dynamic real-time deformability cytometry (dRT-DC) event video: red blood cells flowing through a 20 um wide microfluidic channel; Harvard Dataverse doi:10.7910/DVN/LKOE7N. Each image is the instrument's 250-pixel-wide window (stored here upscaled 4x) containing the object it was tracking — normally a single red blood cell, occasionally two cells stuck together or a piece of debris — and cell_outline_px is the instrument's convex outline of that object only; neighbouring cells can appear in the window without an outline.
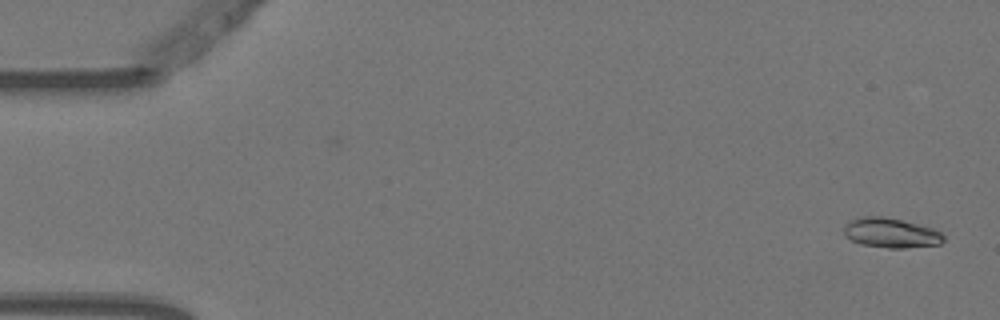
{"species": "Egyptian fruit bat (a non-hibernating species)", "species_latin": "Rousettus aegyptiacus", "temperature_condition": "warm", "stored_images_in_passage": 5, "camera_frame_rate_fps": 3000, "um_per_image_px": 0.085, "animal": {"sex": "female"}, "frame": {"image": 1, "passage_image": 1, "time_ms": 0.0, "image_size_px": [1000, 320], "cell_outline_px": [[944, 240], [940, 244], [904, 248], [888, 248], [860, 244], [844, 236], [844, 228], [852, 220], [864, 216], [880, 216], [900, 220], [932, 228], [940, 232], [944, 236]], "centroid_in_image_um": [75.73, 19.81], "position_along_channel_um": 9.3, "area_um2": 16.99}}
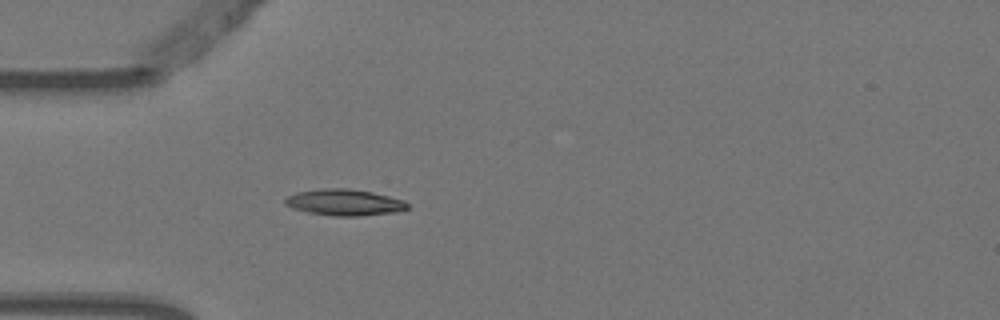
{"frame": {"image": 2, "passage_image": 5, "time_ms": 1.333, "image_size_px": [1000, 320], "cell_outline_px": [[408, 208], [396, 212], [360, 216], [332, 216], [308, 212], [292, 208], [284, 204], [284, 200], [288, 196], [296, 192], [324, 188], [348, 188], [372, 192], [404, 200], [408, 204]], "centroid_in_image_um": [29.26, 17.2], "position_along_channel_um": 55.7, "area_um2": 18.79}}